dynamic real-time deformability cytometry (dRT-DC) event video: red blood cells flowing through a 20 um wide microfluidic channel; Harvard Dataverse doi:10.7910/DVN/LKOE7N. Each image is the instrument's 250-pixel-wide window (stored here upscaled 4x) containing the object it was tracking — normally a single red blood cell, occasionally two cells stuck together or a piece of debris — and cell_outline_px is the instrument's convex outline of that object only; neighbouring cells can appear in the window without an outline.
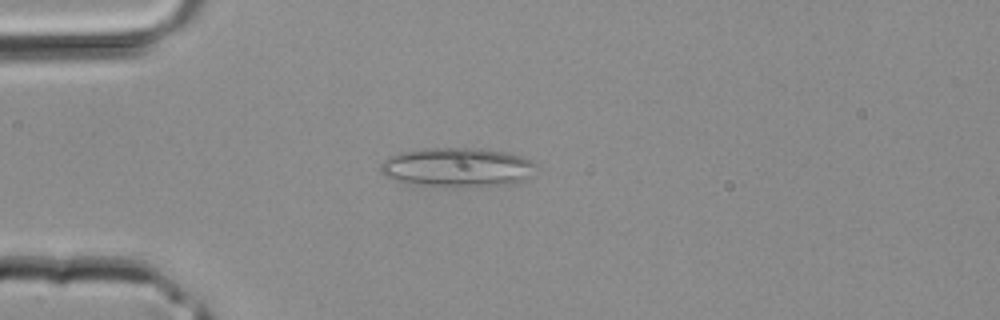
{"species": "common noctule bat (a hibernating species)", "species_latin": "Nyctalus noctula", "temperature_condition": "room temperature", "stored_images_in_passage": 31, "camera_frame_rate_fps": 3000, "um_per_image_px": 0.085, "animal": {"sex": "male", "body_mass_g": 20.4}, "frame": {"image": 1, "passage_image": 2, "time_ms": 0.333, "image_size_px": [1000, 320], "cell_outline_px": [[536, 164], [524, 180], [516, 184], [504, 188], [408, 184], [396, 180], [380, 172], [380, 164], [384, 160], [400, 152], [424, 148], [480, 148], [508, 152], [532, 160]], "centroid_in_image_um": [38.92, 14.24], "position_along_channel_um": 46.1, "area_um2": 36.01}}
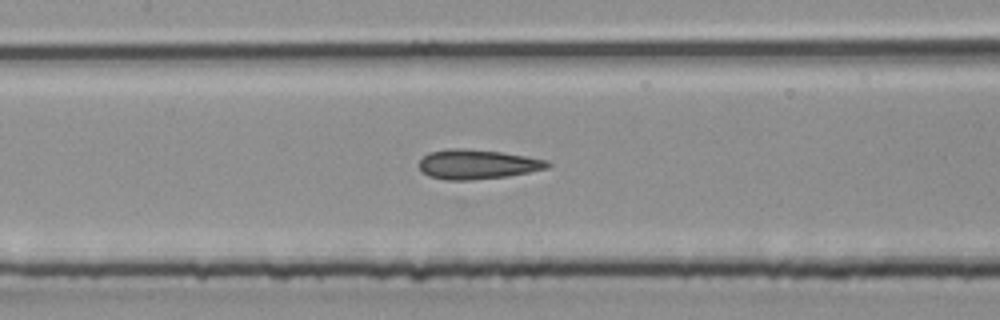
{"frame": {"image": 2, "passage_image": 10, "time_ms": 3.0, "image_size_px": [1000, 320], "cell_outline_px": [[552, 164], [548, 168], [508, 176], [472, 180], [444, 180], [428, 176], [420, 172], [416, 164], [428, 152], [444, 148], [464, 148], [500, 152], [548, 160]], "centroid_in_image_um": [40.49, 13.96], "position_along_channel_um": 166.9, "area_um2": 22.48}}
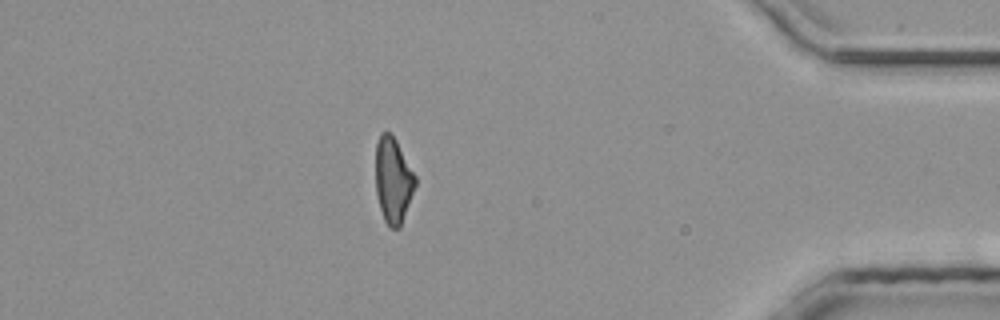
{"frame": {"image": 3, "passage_image": 26, "time_ms": 8.333, "image_size_px": [1000, 320], "cell_outline_px": [[416, 184], [400, 228], [392, 228], [384, 220], [380, 208], [376, 192], [376, 144], [380, 132], [388, 132], [396, 140], [416, 176]], "centroid_in_image_um": [33.41, 15.31], "position_along_channel_um": 401.8, "area_um2": 19.59}}